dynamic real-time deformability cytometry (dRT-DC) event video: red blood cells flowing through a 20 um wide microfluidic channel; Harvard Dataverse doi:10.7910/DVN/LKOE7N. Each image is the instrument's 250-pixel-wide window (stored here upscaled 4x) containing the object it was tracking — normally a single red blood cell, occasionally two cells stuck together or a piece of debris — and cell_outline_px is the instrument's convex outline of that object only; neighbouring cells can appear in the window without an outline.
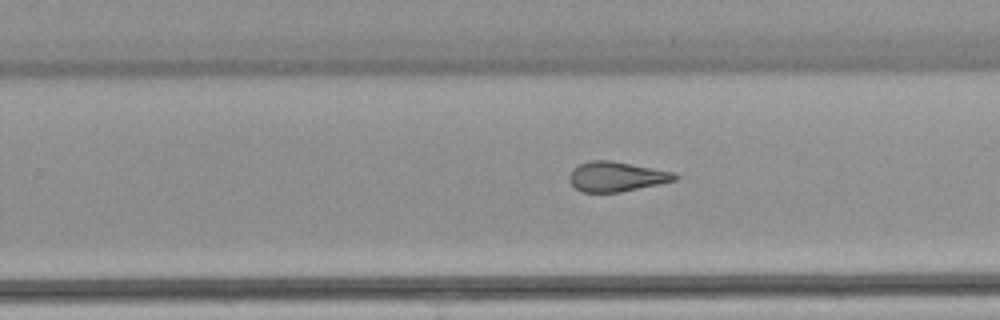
{"species": "common noctule bat (a hibernating species)", "species_latin": "Nyctalus noctula", "temperature_condition": "warm", "stored_images_in_passage": 28, "camera_frame_rate_fps": 3000, "um_per_image_px": 0.085, "animal": {"sex": "female", "body_mass_g": 22.7, "forearm_length_mm": 54.2}, "frame": {"image": 1, "passage_image": 20, "time_ms": 6.333, "image_size_px": [1000, 320], "cell_outline_px": [[680, 176], [676, 180], [660, 184], [620, 192], [580, 192], [568, 180], [568, 176], [572, 168], [580, 164], [592, 160], [612, 160], [676, 172]], "centroid_in_image_um": [52.41, 15.0], "position_along_channel_um": 277.4, "area_um2": 18.61}}
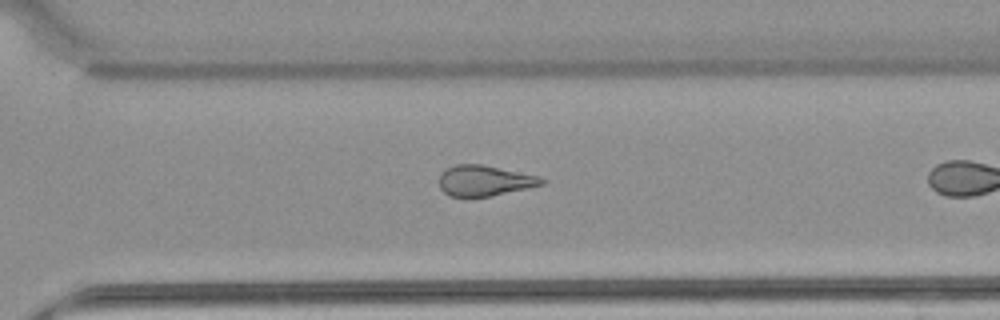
{"frame": {"image": 2, "passage_image": 24, "time_ms": 7.667, "image_size_px": [1000, 320], "cell_outline_px": [[548, 180], [544, 184], [528, 188], [488, 196], [464, 200], [448, 196], [440, 188], [440, 176], [448, 168], [456, 164], [480, 164], [540, 176]], "centroid_in_image_um": [41.18, 15.4], "position_along_channel_um": 329.4, "area_um2": 18.61}}